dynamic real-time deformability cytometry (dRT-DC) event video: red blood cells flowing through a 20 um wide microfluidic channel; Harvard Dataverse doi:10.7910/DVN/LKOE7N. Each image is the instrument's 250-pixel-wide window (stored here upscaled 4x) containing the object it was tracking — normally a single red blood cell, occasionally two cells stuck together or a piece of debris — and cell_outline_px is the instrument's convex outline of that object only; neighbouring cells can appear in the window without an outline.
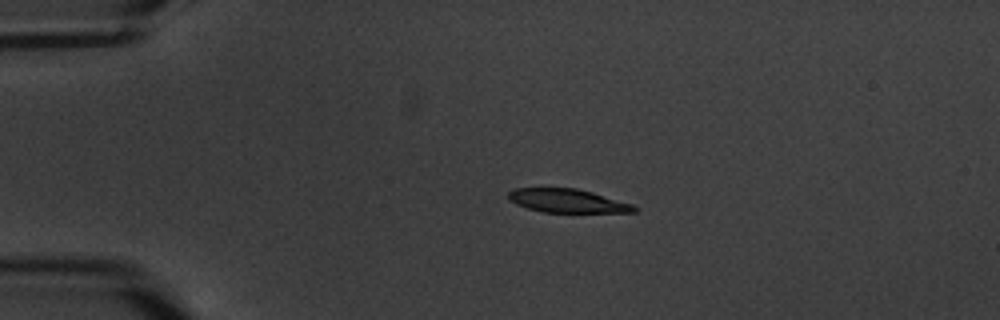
{"species": "common noctule bat (a hibernating species)", "species_latin": "Nyctalus noctula", "temperature_condition": "warm", "stored_images_in_passage": 8, "camera_frame_rate_fps": 3000, "um_per_image_px": 0.085, "animal": {"sex": "male", "body_mass_g": 20.1, "forearm_length_mm": 53.5}, "frame": {"image": 1, "passage_image": 3, "time_ms": 2.333, "image_size_px": [1000, 320], "cell_outline_px": [[640, 208], [636, 212], [544, 212], [528, 208], [516, 204], [508, 200], [508, 192], [516, 188], [576, 188], [592, 192], [632, 204]], "centroid_in_image_um": [48.23, 17.07], "position_along_channel_um": 36.8, "area_um2": 17.22}}
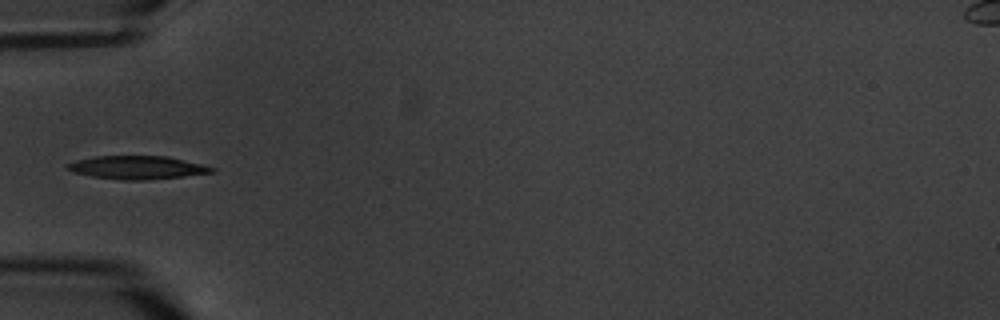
{"frame": {"image": 2, "passage_image": 5, "time_ms": 4.667, "image_size_px": [1000, 320], "cell_outline_px": [[216, 172], [184, 176], [148, 180], [124, 180], [92, 176], [76, 172], [68, 168], [68, 164], [76, 160], [96, 156], [168, 156], [216, 168]], "centroid_in_image_um": [11.73, 14.24], "position_along_channel_um": 73.3, "area_um2": 19.31}}